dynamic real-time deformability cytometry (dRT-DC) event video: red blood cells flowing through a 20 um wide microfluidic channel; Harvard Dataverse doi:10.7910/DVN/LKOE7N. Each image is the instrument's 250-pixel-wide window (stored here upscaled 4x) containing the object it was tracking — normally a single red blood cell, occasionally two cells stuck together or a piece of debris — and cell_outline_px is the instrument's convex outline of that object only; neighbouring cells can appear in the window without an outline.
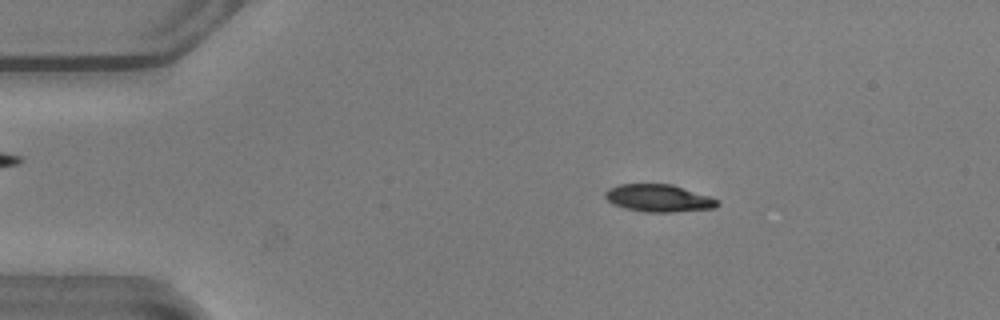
{"species": "common noctule bat (a hibernating species)", "species_latin": "Nyctalus noctula", "temperature_condition": "warm", "stored_images_in_passage": 52, "camera_frame_rate_fps": 3000, "um_per_image_px": 0.085, "animal": {"sex": "male", "body_mass_g": 20.5, "forearm_length_mm": 52.5}, "frame": {"image": 1, "passage_image": 9, "time_ms": 2.667, "image_size_px": [1000, 320], "cell_outline_px": [[720, 204], [716, 208], [672, 212], [648, 212], [628, 208], [612, 204], [604, 196], [604, 192], [608, 188], [620, 184], [672, 184], [720, 200]], "centroid_in_image_um": [56.0, 16.84], "position_along_channel_um": 29.0, "area_um2": 17.86}}
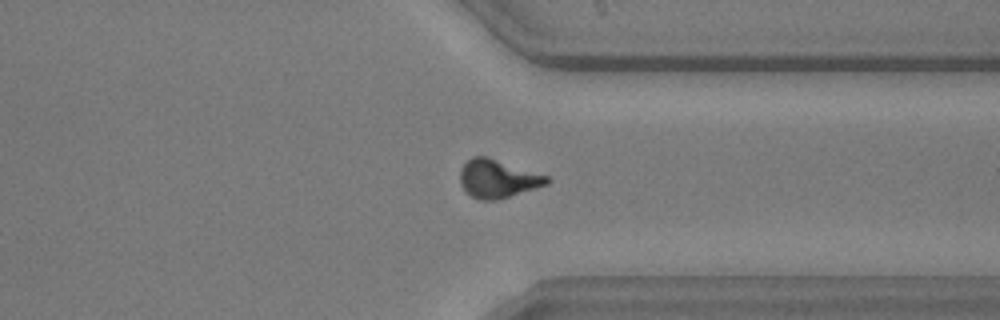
{"frame": {"image": 2, "passage_image": 40, "time_ms": 13.0, "image_size_px": [1000, 320], "cell_outline_px": [[552, 180], [548, 184], [536, 188], [496, 200], [480, 200], [472, 196], [460, 184], [460, 168], [472, 156], [484, 156], [548, 176]], "centroid_in_image_um": [42.3, 15.19], "position_along_channel_um": 369.1, "area_um2": 19.02}}
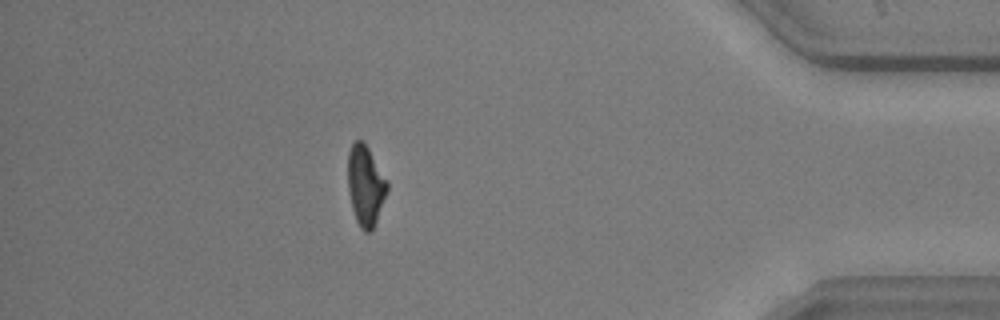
{"frame": {"image": 3, "passage_image": 46, "time_ms": 15.0, "image_size_px": [1000, 320], "cell_outline_px": [[388, 192], [376, 220], [372, 228], [368, 232], [364, 232], [360, 228], [356, 220], [352, 208], [348, 188], [348, 152], [352, 144], [356, 140], [364, 140], [388, 180]], "centroid_in_image_um": [31.08, 15.73], "position_along_channel_um": 404.1, "area_um2": 18.5}, "authors_computed_cell_mechanics": {"area_um2": 18.9295, "velocity_mm_per_s": 3.8587, "shape_relaxation_time_tau1_ms": 4.1182, "shape_relaxation_time_tau2_ms": 2.8258, "deformation_change_tau1": 0.1924, "deformation_change_tau2": 0.096}}